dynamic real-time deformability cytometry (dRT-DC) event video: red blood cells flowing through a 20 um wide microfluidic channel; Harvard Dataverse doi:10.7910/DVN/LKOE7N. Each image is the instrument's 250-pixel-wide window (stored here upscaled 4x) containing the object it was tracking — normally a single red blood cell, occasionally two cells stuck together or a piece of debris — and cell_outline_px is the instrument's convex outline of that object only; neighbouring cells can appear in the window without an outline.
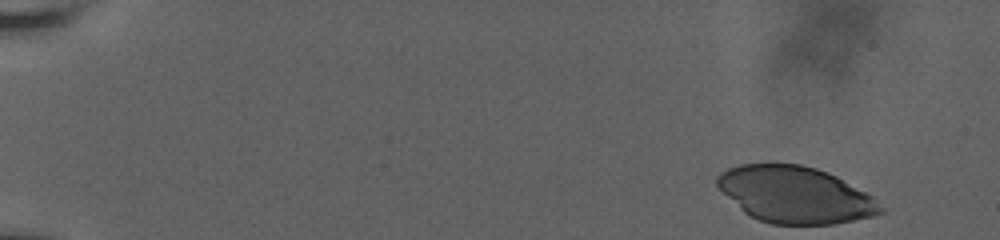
{"species": "human", "species_latin": "Homo sapiens", "temperature_condition": "room temperature", "stored_images_in_passage": 62, "camera_frame_rate_fps": 3000, "um_per_image_px": 0.085, "donor": {"sex": "male"}, "frame": {"image": 1, "passage_image": 1, "time_ms": 0.0, "image_size_px": [1000, 240], "cell_outline_px": [[884, 212], [872, 216], [832, 224], [772, 224], [760, 220], [744, 212], [716, 184], [716, 176], [728, 168], [740, 164], [800, 164], [816, 168], [828, 172], [836, 176], [872, 196], [884, 208]], "centroid_in_image_um": [67.6, 16.54], "position_along_channel_um": 17.4, "area_um2": 53.23}}